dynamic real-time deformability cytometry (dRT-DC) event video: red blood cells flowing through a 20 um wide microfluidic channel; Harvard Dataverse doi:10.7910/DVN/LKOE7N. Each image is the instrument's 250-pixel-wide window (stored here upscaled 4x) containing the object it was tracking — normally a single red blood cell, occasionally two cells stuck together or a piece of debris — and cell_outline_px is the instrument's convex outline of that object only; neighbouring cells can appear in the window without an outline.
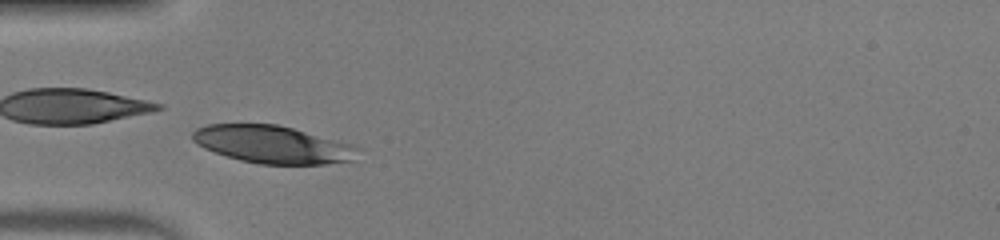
{"species": "human", "species_latin": "Homo sapiens", "temperature_condition": "warm", "stored_images_in_passage": 38, "camera_frame_rate_fps": 3000, "um_per_image_px": 0.085, "donor": {"sex": "male"}, "frame": {"image": 1, "passage_image": 6, "time_ms": 1.667, "image_size_px": [1000, 240], "cell_outline_px": [[360, 148], [352, 160], [324, 164], [260, 164], [240, 160], [204, 148], [196, 144], [192, 140], [192, 132], [196, 128], [208, 124], [276, 124], [292, 128], [352, 144]], "centroid_in_image_um": [23.14, 12.27], "position_along_channel_um": 61.9, "area_um2": 35.95}}
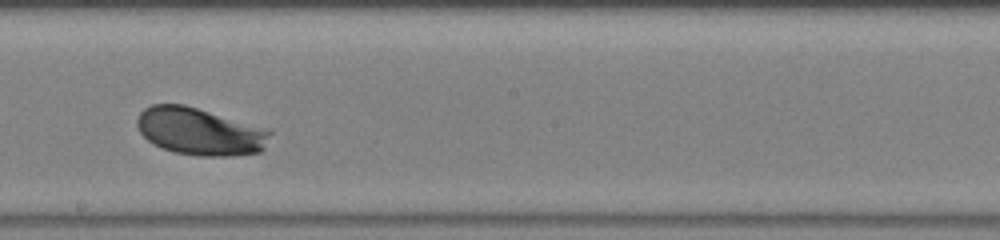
{"frame": {"image": 2, "passage_image": 19, "time_ms": 6.0, "image_size_px": [1000, 240], "cell_outline_px": [[272, 132], [264, 148], [260, 152], [232, 156], [196, 156], [172, 152], [148, 140], [140, 132], [136, 124], [136, 120], [140, 112], [144, 108], [152, 104], [184, 104], [272, 128]], "centroid_in_image_um": [17.04, 11.16], "position_along_channel_um": 231.2, "area_um2": 37.28}}
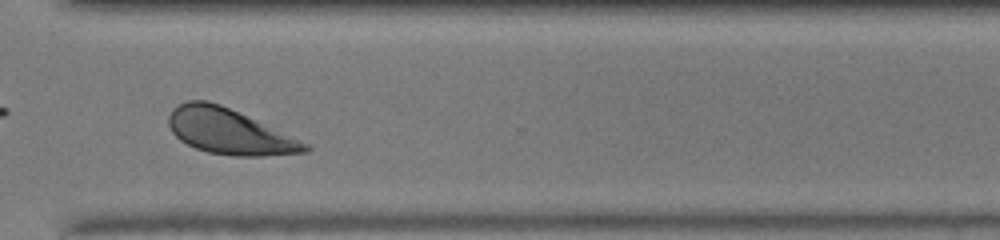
{"frame": {"image": 3, "passage_image": 28, "time_ms": 9.0, "image_size_px": [1000, 240], "cell_outline_px": [[312, 148], [308, 152], [260, 156], [232, 156], [208, 152], [196, 148], [180, 140], [172, 132], [168, 124], [168, 116], [172, 108], [188, 100], [208, 100], [220, 104], [312, 144]], "centroid_in_image_um": [19.52, 11.18], "position_along_channel_um": 351.1, "area_um2": 36.24}, "authors_computed_cell_mechanics": {"area_um2": 36.703, "velocity_mm_per_s": 3.9847, "shape_relaxation_time_tau1_ms": 2.2024, "shape_relaxation_time_tau2_ms": null, "deformation_change_tau1": 0.1449, "deformation_change_tau2": null}}